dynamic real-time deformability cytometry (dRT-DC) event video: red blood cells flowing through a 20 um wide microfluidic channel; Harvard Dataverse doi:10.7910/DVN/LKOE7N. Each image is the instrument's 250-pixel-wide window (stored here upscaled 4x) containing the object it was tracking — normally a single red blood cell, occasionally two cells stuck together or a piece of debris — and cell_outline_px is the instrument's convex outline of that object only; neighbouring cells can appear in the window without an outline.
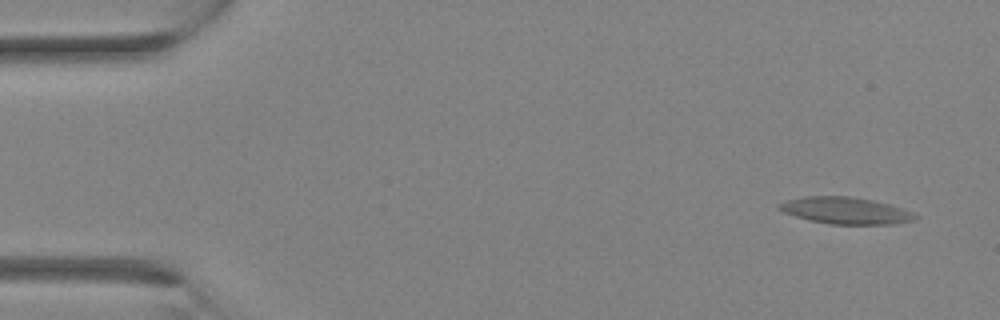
{"species": "Egyptian fruit bat (a non-hibernating species)", "species_latin": "Rousettus aegyptiacus", "temperature_condition": "room temperature", "stored_images_in_passage": 12, "camera_frame_rate_fps": 3000, "um_per_image_px": 0.085, "animal": {"sex": "female"}, "frame": {"image": 1, "passage_image": 2, "time_ms": 0.333, "image_size_px": [1000, 320], "cell_outline_px": [[920, 216], [912, 220], [892, 224], [832, 224], [808, 220], [784, 212], [776, 208], [776, 204], [784, 200], [804, 196], [848, 196], [872, 200], [888, 204], [912, 212]], "centroid_in_image_um": [71.8, 17.89], "position_along_channel_um": 13.2, "area_um2": 21.15}}
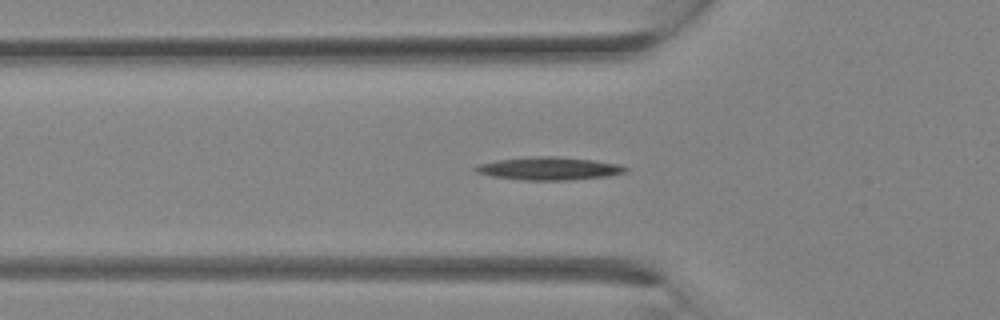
{"frame": {"image": 2, "passage_image": 11, "time_ms": 3.333, "image_size_px": [1000, 320], "cell_outline_px": [[628, 168], [624, 172], [608, 176], [572, 180], [520, 180], [492, 176], [476, 172], [472, 168], [476, 164], [496, 160], [528, 156], [556, 156], [592, 160], [620, 164]], "centroid_in_image_um": [46.61, 14.32], "position_along_channel_um": 79.2, "area_um2": 20.23}}